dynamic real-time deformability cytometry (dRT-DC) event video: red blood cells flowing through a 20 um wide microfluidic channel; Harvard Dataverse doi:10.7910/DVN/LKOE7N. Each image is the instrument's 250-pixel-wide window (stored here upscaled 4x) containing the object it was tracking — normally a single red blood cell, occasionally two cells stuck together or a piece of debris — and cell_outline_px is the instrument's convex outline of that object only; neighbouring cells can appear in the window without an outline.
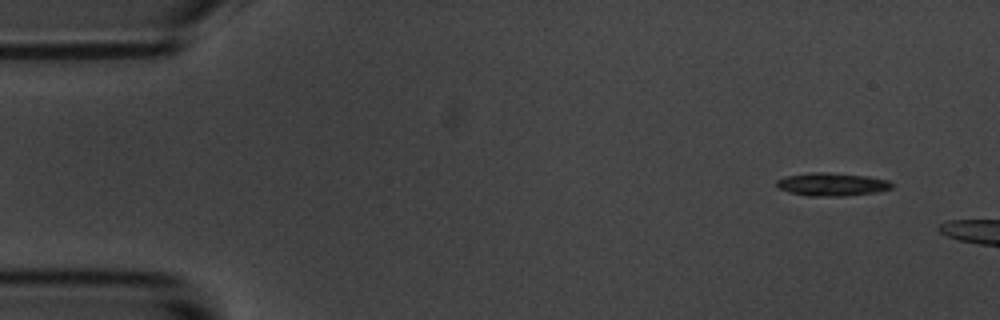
{"species": "common noctule bat (a hibernating species)", "species_latin": "Nyctalus noctula", "temperature_condition": "room temperature", "stored_images_in_passage": 13, "camera_frame_rate_fps": 3000, "um_per_image_px": 0.085, "animal": {"sex": "male", "body_mass_g": 20.1, "forearm_length_mm": 53.5}, "frame": {"image": 1, "passage_image": 1, "time_ms": 0.0, "image_size_px": [1000, 320], "cell_outline_px": [[892, 188], [876, 192], [844, 196], [808, 196], [788, 192], [780, 188], [776, 184], [776, 180], [784, 176], [812, 172], [824, 172], [868, 176], [888, 180], [892, 184]], "centroid_in_image_um": [70.69, 15.67], "position_along_channel_um": 14.3, "area_um2": 15.49}}
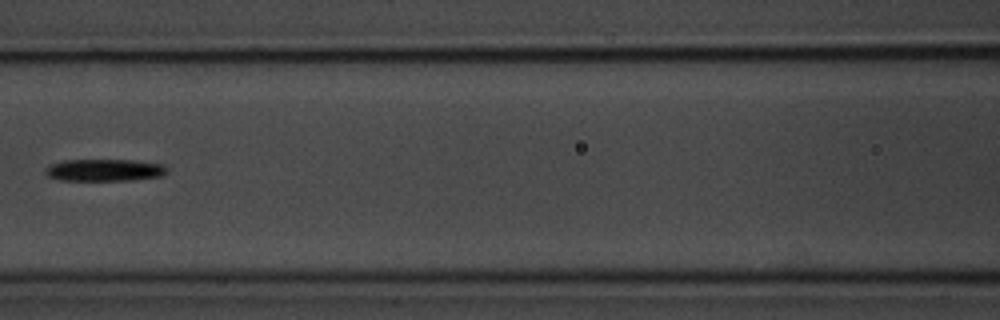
{"frame": {"image": 2, "passage_image": 6, "time_ms": 7.0, "image_size_px": [1000, 320], "cell_outline_px": [[168, 172], [160, 176], [132, 180], [56, 180], [48, 176], [44, 172], [52, 164], [64, 160], [132, 160], [164, 164], [168, 168]], "centroid_in_image_um": [8.91, 14.46], "position_along_channel_um": 157.7, "area_um2": 15.61}}
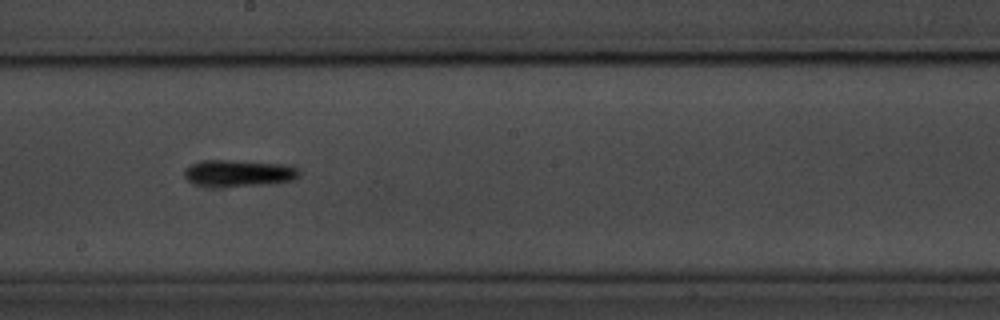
{"frame": {"image": 3, "passage_image": 8, "time_ms": 9.0, "image_size_px": [1000, 320], "cell_outline_px": [[300, 176], [296, 180], [260, 184], [196, 184], [188, 180], [184, 176], [184, 168], [188, 164], [200, 160], [228, 160], [284, 164], [300, 168]], "centroid_in_image_um": [20.32, 14.66], "position_along_channel_um": 227.9, "area_um2": 17.28}, "authors_computed_cell_mechanics": {"area_um2": 15.606, "velocity_mm_per_s": 3.5225, "shape_relaxation_time_tau1_ms": 1.122, "shape_relaxation_time_tau2_ms": null, "deformation_change_tau1": 0.0607, "deformation_change_tau2": null}}